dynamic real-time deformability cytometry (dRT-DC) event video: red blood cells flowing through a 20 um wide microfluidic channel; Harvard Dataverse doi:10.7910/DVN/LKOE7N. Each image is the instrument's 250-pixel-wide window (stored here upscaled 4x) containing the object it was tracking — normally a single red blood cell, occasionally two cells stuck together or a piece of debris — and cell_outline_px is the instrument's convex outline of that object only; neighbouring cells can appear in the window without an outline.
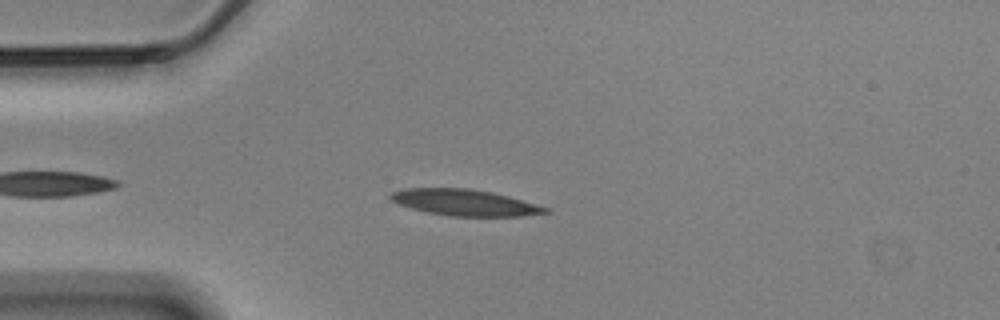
{"species": "Egyptian fruit bat (a non-hibernating species)", "species_latin": "Rousettus aegyptiacus", "temperature_condition": "cold", "stored_images_in_passage": 39, "camera_frame_rate_fps": 3000, "um_per_image_px": 0.085, "animal": {"sex": "male"}, "frame": {"image": 1, "passage_image": 6, "time_ms": 1.667, "image_size_px": [1000, 320], "cell_outline_px": [[552, 212], [524, 216], [448, 216], [428, 212], [396, 204], [388, 196], [392, 192], [404, 188], [468, 188], [492, 192], [508, 196], [552, 208]], "centroid_in_image_um": [39.54, 17.22], "position_along_channel_um": 45.5, "area_um2": 23.87}}
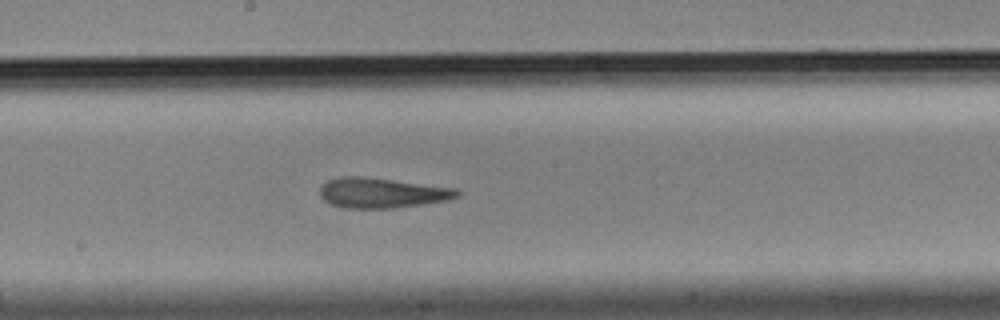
{"frame": {"image": 2, "passage_image": 22, "time_ms": 7.0, "image_size_px": [1000, 320], "cell_outline_px": [[460, 192], [456, 196], [444, 200], [396, 208], [340, 208], [324, 200], [320, 196], [320, 188], [328, 180], [340, 176], [356, 176], [392, 180], [456, 188]], "centroid_in_image_um": [32.39, 16.4], "position_along_channel_um": 215.8, "area_um2": 23.7}}
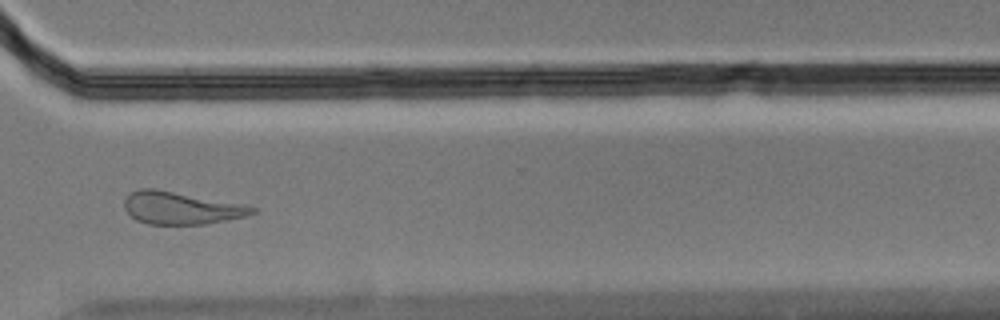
{"frame": {"image": 3, "passage_image": 34, "time_ms": 11.0, "image_size_px": [1000, 320], "cell_outline_px": [[256, 212], [248, 216], [204, 224], [148, 224], [136, 220], [124, 208], [124, 200], [132, 192], [140, 188], [156, 188], [240, 204], [256, 208]], "centroid_in_image_um": [15.36, 17.68], "position_along_channel_um": 355.2, "area_um2": 23.93}, "authors_computed_cell_mechanics": {"area_um2": 23.698, "velocity_mm_per_s": 3.4985, "shape_relaxation_time_tau1_ms": 6.0561, "shape_relaxation_time_tau2_ms": 3.5625, "deformation_change_tau1": 0.1933, "deformation_change_tau2": 0.1545}}